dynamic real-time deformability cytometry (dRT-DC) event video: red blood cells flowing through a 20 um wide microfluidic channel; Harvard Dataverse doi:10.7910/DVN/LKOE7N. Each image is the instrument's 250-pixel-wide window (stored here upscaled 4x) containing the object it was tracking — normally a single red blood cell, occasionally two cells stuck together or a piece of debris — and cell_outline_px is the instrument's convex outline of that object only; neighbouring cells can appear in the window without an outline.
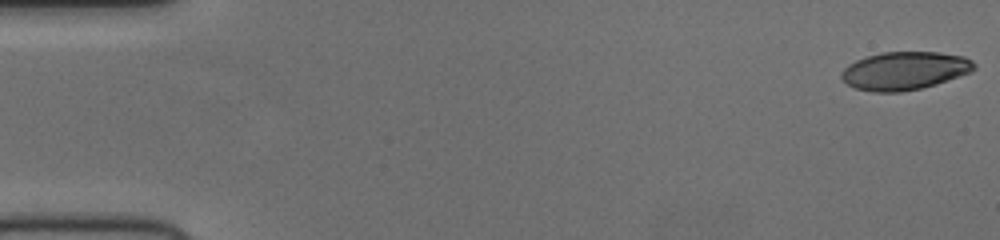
{"species": "human", "species_latin": "Homo sapiens", "temperature_condition": "cold", "stored_images_in_passage": 53, "camera_frame_rate_fps": 3000, "um_per_image_px": 0.085, "donor": {"sex": "female"}, "frame": {"image": 1, "passage_image": 1, "time_ms": 0.0, "image_size_px": [1000, 240], "cell_outline_px": [[976, 68], [972, 72], [936, 84], [920, 88], [900, 92], [872, 92], [856, 88], [848, 84], [840, 76], [840, 72], [848, 64], [856, 60], [868, 56], [884, 52], [940, 52], [964, 56], [972, 60], [976, 64]], "centroid_in_image_um": [76.91, 6.01], "position_along_channel_um": 8.1, "area_um2": 29.54}}
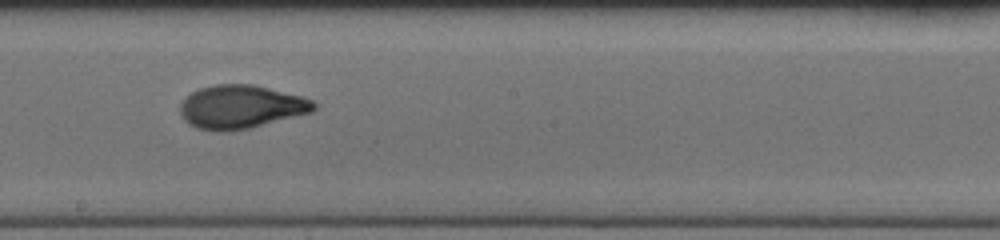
{"frame": {"image": 2, "passage_image": 30, "time_ms": 9.667, "image_size_px": [1000, 240], "cell_outline_px": [[316, 108], [312, 112], [248, 128], [228, 132], [216, 132], [196, 128], [188, 124], [184, 120], [180, 112], [180, 104], [192, 92], [200, 88], [216, 84], [252, 84], [304, 96], [312, 100], [316, 104]], "centroid_in_image_um": [20.47, 9.09], "position_along_channel_um": 227.7, "area_um2": 33.93}}
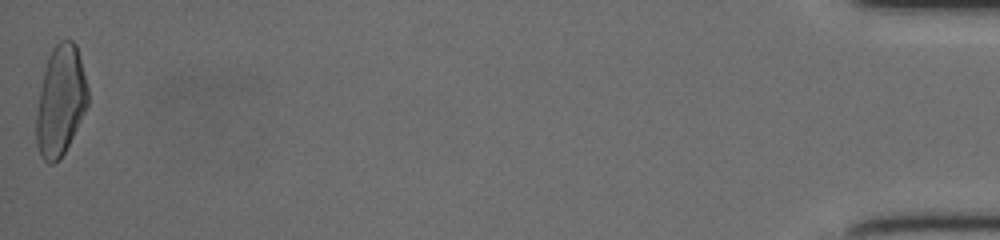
{"frame": {"image": 3, "passage_image": 53, "time_ms": 17.333, "image_size_px": [1000, 240], "cell_outline_px": [[88, 104], [64, 152], [52, 164], [48, 164], [44, 160], [36, 144], [36, 112], [44, 72], [48, 56], [52, 48], [60, 40], [72, 40], [76, 44], [88, 88]], "centroid_in_image_um": [5.14, 8.54], "position_along_channel_um": 430.1, "area_um2": 32.48}}